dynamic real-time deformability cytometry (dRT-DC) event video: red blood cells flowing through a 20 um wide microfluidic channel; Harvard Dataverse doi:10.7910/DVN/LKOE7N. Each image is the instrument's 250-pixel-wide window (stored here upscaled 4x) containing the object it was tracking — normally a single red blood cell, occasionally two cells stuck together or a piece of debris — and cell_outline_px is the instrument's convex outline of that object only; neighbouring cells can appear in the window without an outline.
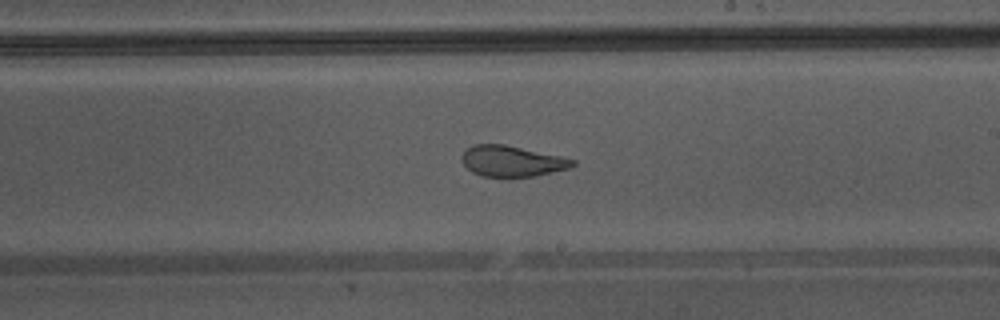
{"species": "Egyptian fruit bat (a non-hibernating species)", "species_latin": "Rousettus aegyptiacus", "temperature_condition": "warm", "stored_images_in_passage": 48, "camera_frame_rate_fps": 3000, "um_per_image_px": 0.085, "animal": {"sex": "male"}, "frame": {"image": 1, "passage_image": 28, "time_ms": 9.0, "image_size_px": [1000, 320], "cell_outline_px": [[576, 164], [568, 168], [536, 176], [480, 176], [472, 172], [464, 164], [460, 156], [472, 144], [504, 144], [560, 156], [576, 160]], "centroid_in_image_um": [43.5, 13.69], "position_along_channel_um": 245.5, "area_um2": 19.71}, "authors_computed_cell_mechanics": {"area_um2": 25.4031, "velocity_mm_per_s": 4.3374, "shape_relaxation_time_tau1_ms": null, "shape_relaxation_time_tau2_ms": 1.0791, "deformation_change_tau1": null, "deformation_change_tau2": 0.0865}}